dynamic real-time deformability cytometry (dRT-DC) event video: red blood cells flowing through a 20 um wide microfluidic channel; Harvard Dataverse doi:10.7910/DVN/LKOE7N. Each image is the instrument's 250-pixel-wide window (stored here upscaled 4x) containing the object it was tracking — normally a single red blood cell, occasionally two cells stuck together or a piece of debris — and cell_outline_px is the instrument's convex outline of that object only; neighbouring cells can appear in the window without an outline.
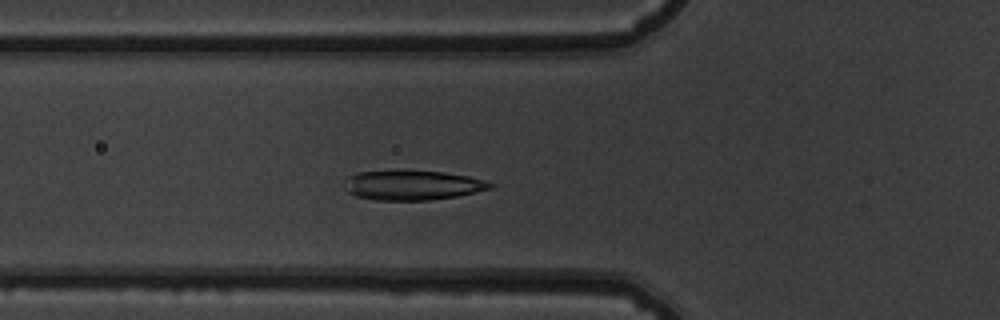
{"species": "common noctule bat (a hibernating species)", "species_latin": "Nyctalus noctula", "temperature_condition": "warm", "stored_images_in_passage": 35, "camera_frame_rate_fps": 3000, "um_per_image_px": 0.085, "animal": {"sex": "male", "body_mass_g": 19.5, "forearm_length_mm": 54.6}, "frame": {"image": 1, "passage_image": 2, "time_ms": 0.333, "image_size_px": [1000, 320], "cell_outline_px": [[496, 184], [492, 188], [476, 192], [456, 196], [428, 200], [372, 200], [356, 196], [348, 192], [344, 188], [344, 180], [348, 176], [356, 172], [400, 168], [444, 172], [468, 176], [484, 180]], "centroid_in_image_um": [35.0, 15.7], "position_along_channel_um": 90.8, "area_um2": 26.13}}
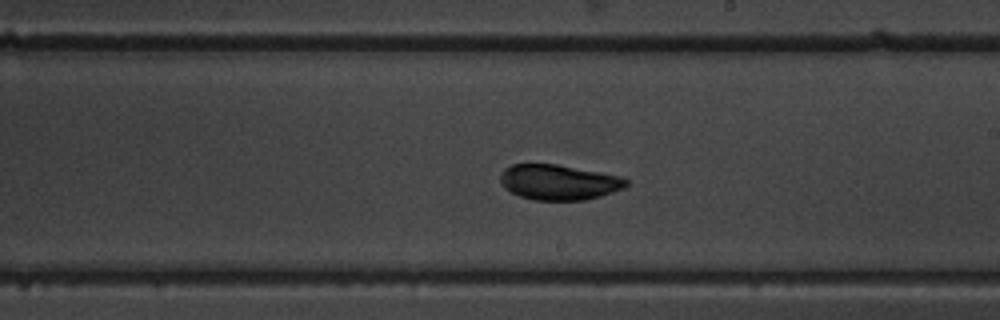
{"frame": {"image": 2, "passage_image": 14, "time_ms": 4.333, "image_size_px": [1000, 320], "cell_outline_px": [[628, 184], [624, 188], [600, 196], [584, 200], [536, 200], [520, 196], [504, 188], [500, 180], [500, 172], [504, 168], [512, 164], [556, 164], [620, 176], [628, 180]], "centroid_in_image_um": [47.47, 15.48], "position_along_channel_um": 241.5, "area_um2": 25.78}}
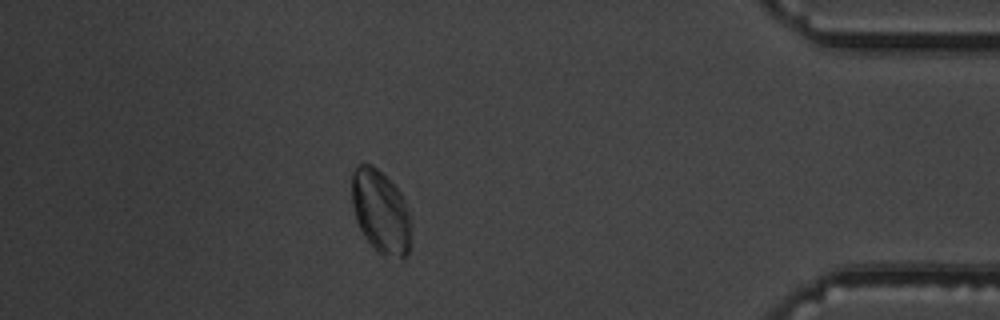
{"frame": {"image": 3, "passage_image": 30, "time_ms": 9.667, "image_size_px": [1000, 320], "cell_outline_px": [[412, 224], [408, 252], [404, 260], [384, 256], [376, 252], [364, 236], [356, 220], [352, 204], [352, 172], [356, 164], [372, 164], [400, 192], [404, 200]], "centroid_in_image_um": [32.36, 18.04], "position_along_channel_um": 402.8, "area_um2": 28.96}}